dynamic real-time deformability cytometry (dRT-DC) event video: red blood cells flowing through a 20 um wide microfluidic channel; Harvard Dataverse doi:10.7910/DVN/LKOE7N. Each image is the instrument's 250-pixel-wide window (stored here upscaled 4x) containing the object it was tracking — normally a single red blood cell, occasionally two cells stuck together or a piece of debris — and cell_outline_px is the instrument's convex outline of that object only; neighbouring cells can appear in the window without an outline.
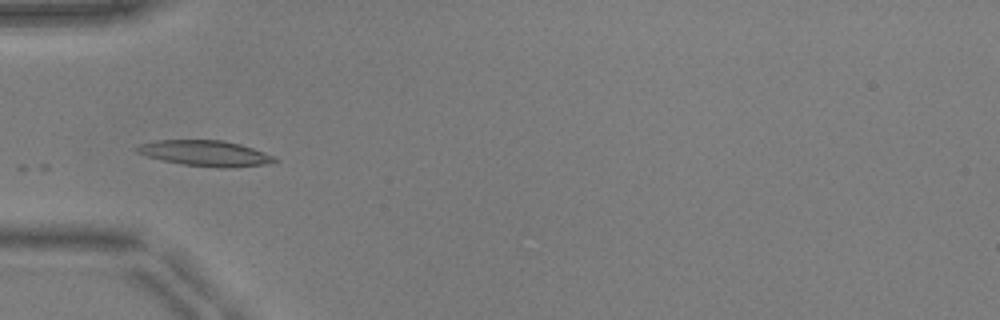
{"species": "common noctule bat (a hibernating species)", "species_latin": "Nyctalus noctula", "temperature_condition": "warm", "stored_images_in_passage": 36, "camera_frame_rate_fps": 3000, "um_per_image_px": 0.085, "animal": {"sex": "male", "body_mass_g": 17.9, "forearm_length_mm": 54.2}, "frame": {"image": 1, "passage_image": 1, "time_ms": 0.0, "image_size_px": [1000, 320], "cell_outline_px": [[280, 160], [268, 164], [232, 168], [220, 168], [184, 164], [164, 160], [148, 156], [136, 152], [132, 148], [140, 144], [156, 140], [220, 140], [240, 144], [276, 156]], "centroid_in_image_um": [17.49, 13.03], "position_along_channel_um": 67.5, "area_um2": 20.63}}
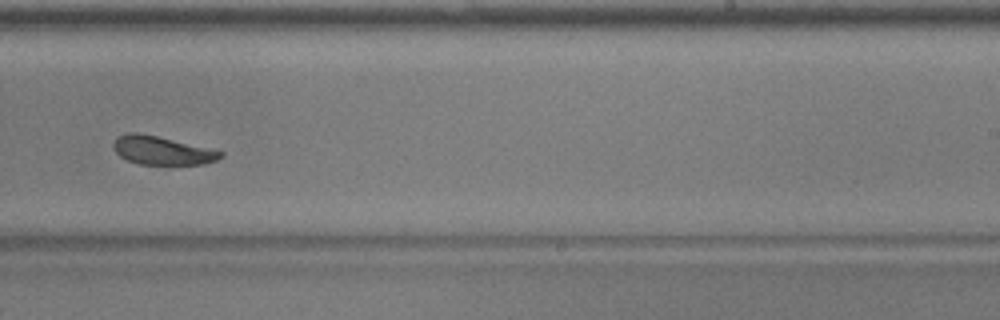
{"frame": {"image": 2, "passage_image": 17, "time_ms": 5.333, "image_size_px": [1000, 320], "cell_outline_px": [[224, 156], [216, 160], [204, 164], [140, 164], [128, 160], [120, 156], [112, 148], [112, 144], [120, 136], [128, 132], [140, 132], [224, 152]], "centroid_in_image_um": [13.76, 12.79], "position_along_channel_um": 275.2, "area_um2": 17.51}}
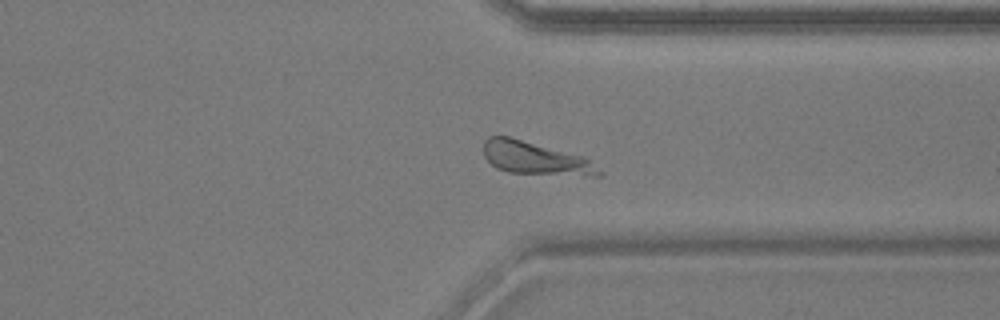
{"frame": {"image": 3, "passage_image": 24, "time_ms": 7.667, "image_size_px": [1000, 320], "cell_outline_px": [[604, 176], [584, 176], [508, 172], [496, 168], [484, 156], [484, 140], [488, 136], [508, 136], [584, 156]], "centroid_in_image_um": [45.47, 13.45], "position_along_channel_um": 365.9, "area_um2": 21.96}, "authors_computed_cell_mechanics": {"area_um2": 18.3804, "velocity_mm_per_s": 3.8971, "shape_relaxation_time_tau1_ms": null, "shape_relaxation_time_tau2_ms": 2.9984, "deformation_change_tau1": null, "deformation_change_tau2": 0.0945}}